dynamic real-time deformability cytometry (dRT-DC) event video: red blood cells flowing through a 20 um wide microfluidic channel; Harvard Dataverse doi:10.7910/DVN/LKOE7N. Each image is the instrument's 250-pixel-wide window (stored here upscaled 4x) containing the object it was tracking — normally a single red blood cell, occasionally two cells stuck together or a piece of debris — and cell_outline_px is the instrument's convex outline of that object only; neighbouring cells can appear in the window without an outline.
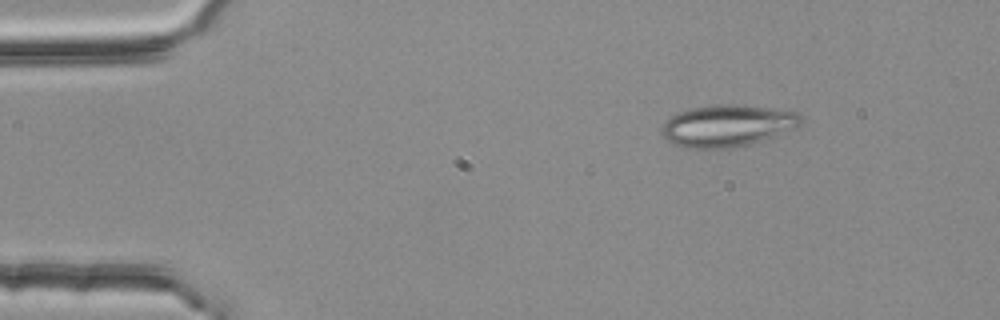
{"species": "common noctule bat (a hibernating species)", "species_latin": "Nyctalus noctula", "temperature_condition": "room temperature", "stored_images_in_passage": 4, "camera_frame_rate_fps": 3000, "um_per_image_px": 0.085, "animal": {"sex": "female", "body_mass_g": 25.1}, "frame": {"image": 1, "passage_image": 4, "time_ms": 1.0, "image_size_px": [1000, 320], "cell_outline_px": [[800, 128], [748, 144], [732, 148], [684, 148], [668, 140], [664, 136], [660, 128], [672, 116], [680, 112], [692, 108], [716, 104], [736, 104], [800, 112]], "centroid_in_image_um": [61.86, 10.68], "position_along_channel_um": 23.1, "area_um2": 33.7}}